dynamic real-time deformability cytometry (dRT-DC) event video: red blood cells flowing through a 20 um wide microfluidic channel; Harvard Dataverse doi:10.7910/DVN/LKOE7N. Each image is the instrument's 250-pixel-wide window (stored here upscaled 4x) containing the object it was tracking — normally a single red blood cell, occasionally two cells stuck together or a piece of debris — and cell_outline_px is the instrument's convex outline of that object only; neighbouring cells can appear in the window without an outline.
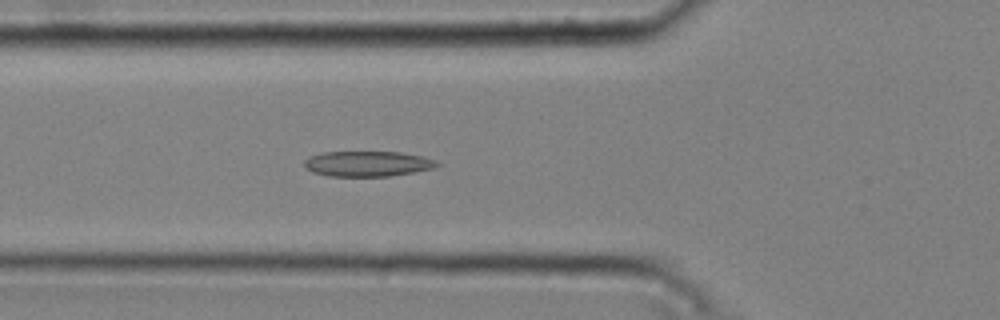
{"species": "common noctule bat (a hibernating species)", "species_latin": "Nyctalus noctula", "temperature_condition": "cold", "stored_images_in_passage": 35, "camera_frame_rate_fps": 3000, "um_per_image_px": 0.085, "animal": {"sex": "male", "body_mass_g": 20.4}, "frame": {"image": 1, "passage_image": 3, "time_ms": 0.667, "image_size_px": [1000, 320], "cell_outline_px": [[440, 164], [432, 168], [412, 172], [388, 176], [328, 176], [312, 172], [304, 168], [304, 160], [308, 156], [320, 152], [400, 152], [424, 156], [436, 160]], "centroid_in_image_um": [31.19, 13.91], "position_along_channel_um": 94.6, "area_um2": 19.71}}
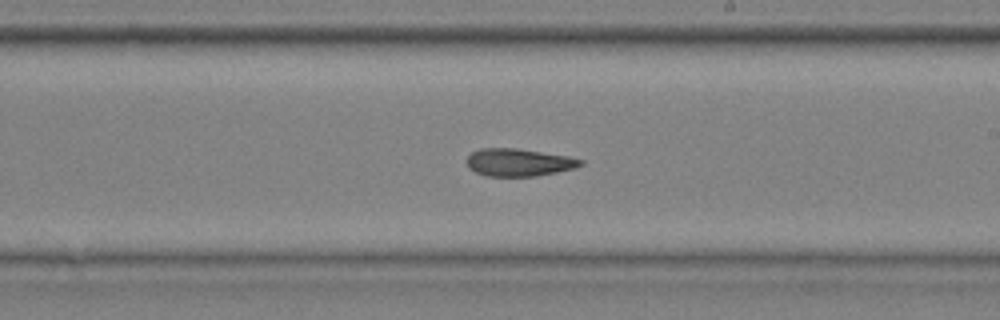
{"frame": {"image": 2, "passage_image": 15, "time_ms": 4.667, "image_size_px": [1000, 320], "cell_outline_px": [[584, 164], [572, 168], [556, 172], [536, 176], [488, 176], [476, 172], [468, 168], [468, 156], [472, 152], [480, 148], [516, 148], [568, 156], [584, 160]], "centroid_in_image_um": [44.09, 13.8], "position_along_channel_um": 244.9, "area_um2": 18.15}}
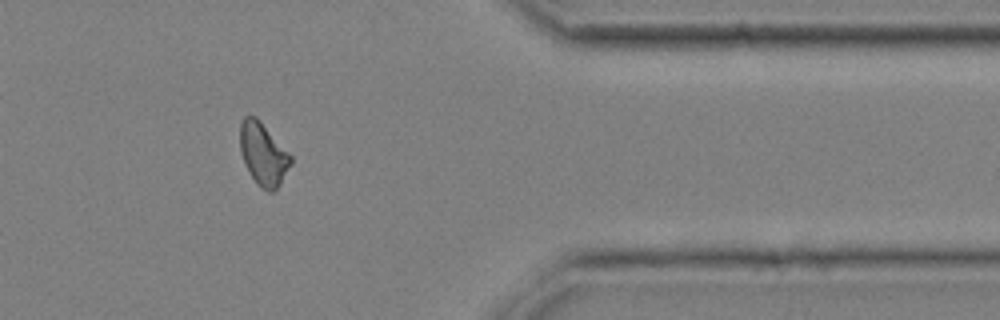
{"frame": {"image": 3, "passage_image": 28, "time_ms": 9.0, "image_size_px": [1000, 320], "cell_outline_px": [[292, 164], [280, 184], [272, 192], [268, 192], [260, 188], [256, 184], [240, 152], [240, 124], [244, 116], [256, 116], [260, 120], [292, 156]], "centroid_in_image_um": [22.39, 13.1], "position_along_channel_um": 389.0, "area_um2": 18.44}, "authors_computed_cell_mechanics": {"area_um2": 18.6694, "velocity_mm_per_s": 3.7612, "shape_relaxation_time_tau1_ms": 4.4939, "shape_relaxation_time_tau2_ms": 3.5249, "deformation_change_tau1": 0.1206, "deformation_change_tau2": 0.1044}}